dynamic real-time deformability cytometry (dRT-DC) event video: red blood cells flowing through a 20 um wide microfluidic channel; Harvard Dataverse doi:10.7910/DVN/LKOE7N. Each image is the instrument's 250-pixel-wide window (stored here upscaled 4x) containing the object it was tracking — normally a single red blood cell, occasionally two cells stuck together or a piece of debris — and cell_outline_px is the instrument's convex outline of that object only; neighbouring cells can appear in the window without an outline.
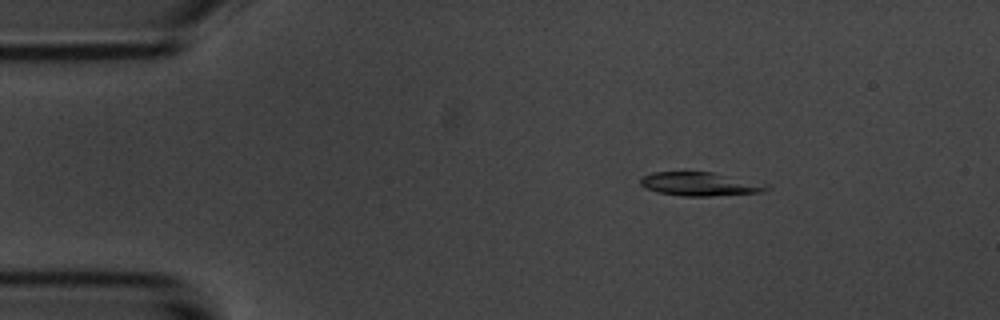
{"species": "common noctule bat (a hibernating species)", "species_latin": "Nyctalus noctula", "temperature_condition": "room temperature", "stored_images_in_passage": 48, "segment_of_instrument_passage": [1, 2], "camera_frame_rate_fps": 3000, "um_per_image_px": 0.085, "animal": {"sex": "male", "body_mass_g": 20.1, "forearm_length_mm": 53.5}, "frame": {"image": 1, "passage_image": 1, "time_ms": 0.0, "image_size_px": [1000, 320], "cell_outline_px": [[772, 188], [760, 192], [712, 196], [684, 196], [656, 192], [644, 188], [640, 184], [640, 176], [652, 172], [712, 172], [768, 184]], "centroid_in_image_um": [59.46, 15.64], "position_along_channel_um": 25.5, "area_um2": 17.46}}
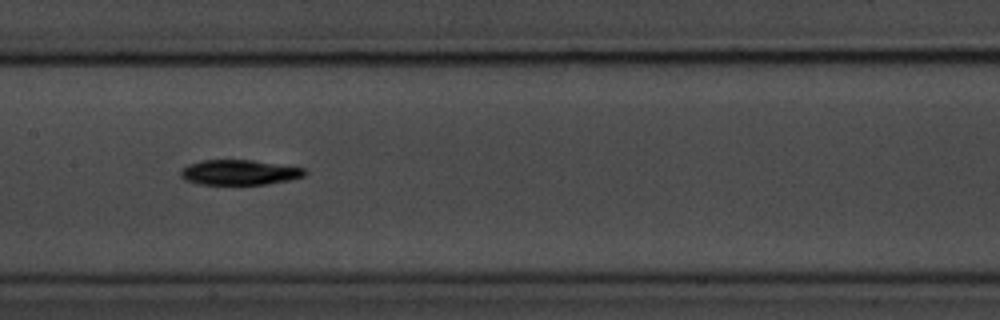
{"frame": {"image": 2, "passage_image": 19, "time_ms": 6.0, "image_size_px": [1000, 320], "cell_outline_px": [[308, 172], [304, 176], [292, 180], [268, 184], [200, 184], [184, 180], [180, 176], [180, 172], [188, 164], [204, 160], [252, 160], [304, 168]], "centroid_in_image_um": [20.37, 14.66], "position_along_channel_um": 187.0, "area_um2": 18.15}}
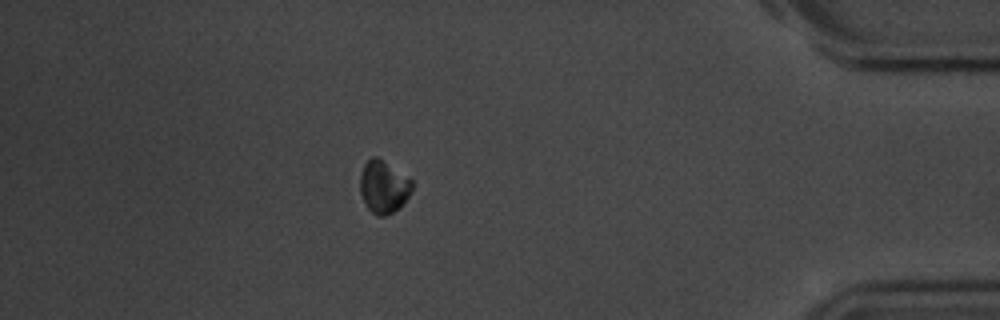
{"frame": {"image": 3, "passage_image": 40, "time_ms": 13.0, "image_size_px": [1000, 320], "cell_outline_px": [[412, 192], [400, 208], [384, 216], [376, 216], [368, 208], [360, 192], [360, 176], [364, 164], [372, 156], [376, 156], [412, 180]], "centroid_in_image_um": [32.61, 15.9], "position_along_channel_um": 402.6, "area_um2": 15.78}}